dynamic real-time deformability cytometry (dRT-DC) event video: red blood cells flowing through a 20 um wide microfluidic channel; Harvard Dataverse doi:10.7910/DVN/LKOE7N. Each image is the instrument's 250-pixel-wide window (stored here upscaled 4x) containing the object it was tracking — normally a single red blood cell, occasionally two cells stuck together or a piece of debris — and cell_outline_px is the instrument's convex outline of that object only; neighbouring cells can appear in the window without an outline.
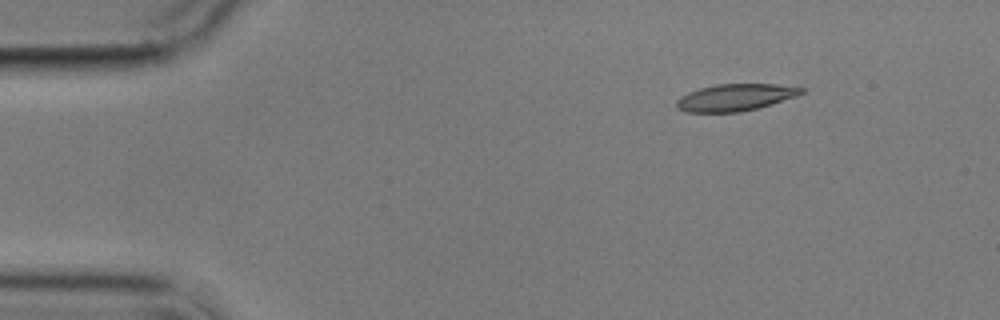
{"species": "common noctule bat (a hibernating species)", "species_latin": "Nyctalus noctula", "temperature_condition": "cold", "stored_images_in_passage": 2, "camera_frame_rate_fps": 3000, "um_per_image_px": 0.085, "animal": {"sex": "male", "body_mass_g": 17.9}, "frame": {"image": 1, "passage_image": 2, "time_ms": 2.333, "image_size_px": [1000, 320], "cell_outline_px": [[804, 92], [796, 96], [772, 104], [740, 112], [688, 112], [680, 108], [676, 104], [676, 100], [680, 96], [688, 92], [700, 88], [716, 84], [776, 84], [804, 88]], "centroid_in_image_um": [62.5, 8.27], "position_along_channel_um": 22.5, "area_um2": 19.42}}